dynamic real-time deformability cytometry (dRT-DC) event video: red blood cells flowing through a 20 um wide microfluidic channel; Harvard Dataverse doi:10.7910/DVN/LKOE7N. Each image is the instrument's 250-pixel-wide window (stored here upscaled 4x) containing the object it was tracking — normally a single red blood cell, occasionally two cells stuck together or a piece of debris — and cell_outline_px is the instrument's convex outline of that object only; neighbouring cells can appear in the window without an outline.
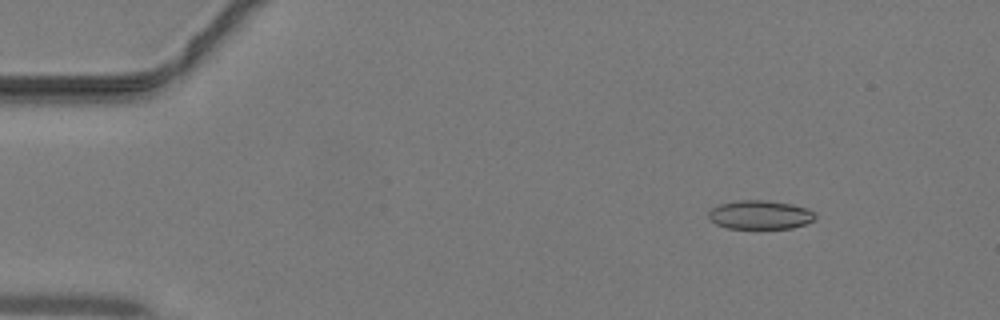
{"species": "common noctule bat (a hibernating species)", "species_latin": "Nyctalus noctula", "temperature_condition": "warm", "stored_images_in_passage": 17, "camera_frame_rate_fps": 3000, "um_per_image_px": 0.085, "animal": {"sex": "male", "body_mass_g": 19.2, "forearm_length_mm": 51.8}, "frame": {"image": 1, "passage_image": 5, "time_ms": 1.333, "image_size_px": [1000, 320], "cell_outline_px": [[816, 220], [792, 228], [728, 228], [716, 224], [708, 220], [708, 212], [712, 208], [720, 204], [736, 200], [768, 200], [792, 204], [808, 208], [816, 216]], "centroid_in_image_um": [64.6, 18.25], "position_along_channel_um": 20.4, "area_um2": 18.03}}
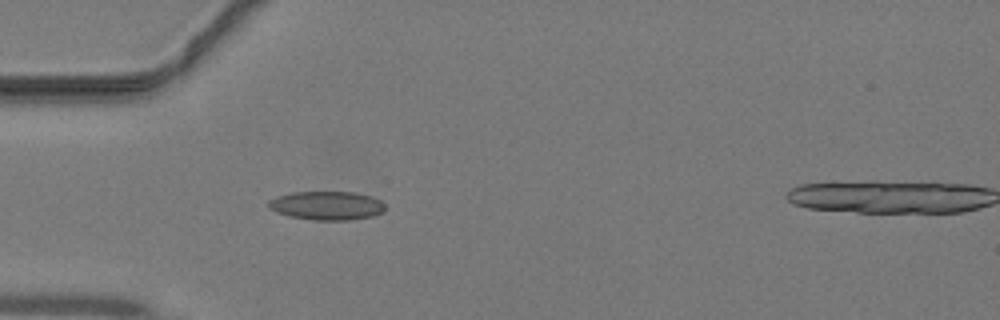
{"frame": {"image": 2, "passage_image": 13, "time_ms": 4.0, "image_size_px": [1000, 320], "cell_outline_px": [[384, 208], [380, 212], [372, 216], [348, 220], [312, 220], [288, 216], [276, 212], [268, 208], [268, 200], [276, 196], [292, 192], [356, 192], [372, 196], [380, 200], [384, 204]], "centroid_in_image_um": [27.73, 17.47], "position_along_channel_um": 57.3, "area_um2": 19.59}}
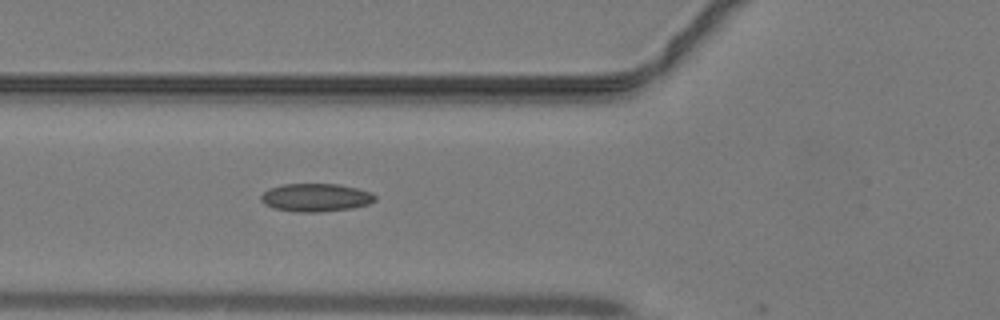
{"frame": {"image": 3, "passage_image": 16, "time_ms": 5.0, "image_size_px": [1000, 320], "cell_outline_px": [[376, 200], [368, 204], [352, 208], [316, 212], [296, 212], [272, 208], [264, 204], [260, 200], [260, 196], [268, 188], [284, 184], [340, 184], [372, 192], [376, 196]], "centroid_in_image_um": [26.82, 16.79], "position_along_channel_um": 99.0, "area_um2": 18.79}}